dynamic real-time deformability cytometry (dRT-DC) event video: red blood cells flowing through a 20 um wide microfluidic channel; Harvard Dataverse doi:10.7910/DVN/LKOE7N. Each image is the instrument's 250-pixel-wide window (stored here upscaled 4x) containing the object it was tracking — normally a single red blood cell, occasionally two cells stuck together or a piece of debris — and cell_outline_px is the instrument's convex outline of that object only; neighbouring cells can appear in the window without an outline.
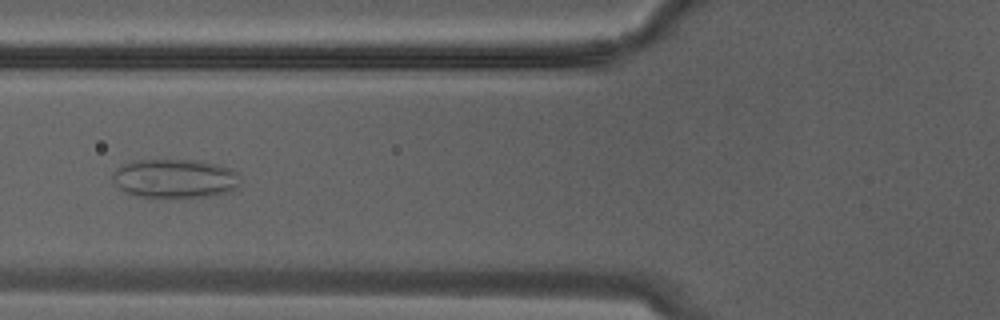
{"species": "Egyptian fruit bat (a non-hibernating species)", "species_latin": "Rousettus aegyptiacus", "temperature_condition": "warm", "stored_images_in_passage": 27, "camera_frame_rate_fps": 3000, "um_per_image_px": 0.085, "animal": {"sex": "male"}, "frame": {"image": 1, "passage_image": 8, "time_ms": 2.333, "image_size_px": [1000, 320], "cell_outline_px": [[240, 184], [232, 192], [216, 196], [156, 200], [136, 196], [124, 192], [112, 180], [112, 172], [116, 168], [124, 164], [140, 160], [196, 160], [228, 168], [240, 172]], "centroid_in_image_um": [14.88, 15.23], "position_along_channel_um": 110.9, "area_um2": 30.06}}
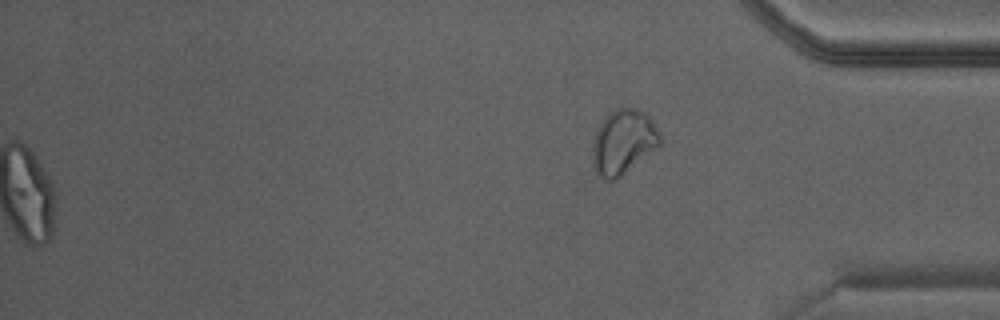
{"frame": {"image": 2, "passage_image": 27, "time_ms": 8.667, "image_size_px": [1000, 320], "cell_outline_px": [[660, 144], [656, 148], [616, 180], [608, 180], [600, 176], [596, 172], [592, 160], [592, 144], [596, 128], [604, 116], [608, 112], [620, 104], [636, 108], [644, 112], [652, 120], [660, 136]], "centroid_in_image_um": [52.93, 12.0], "position_along_channel_um": 382.3, "area_um2": 25.78}}